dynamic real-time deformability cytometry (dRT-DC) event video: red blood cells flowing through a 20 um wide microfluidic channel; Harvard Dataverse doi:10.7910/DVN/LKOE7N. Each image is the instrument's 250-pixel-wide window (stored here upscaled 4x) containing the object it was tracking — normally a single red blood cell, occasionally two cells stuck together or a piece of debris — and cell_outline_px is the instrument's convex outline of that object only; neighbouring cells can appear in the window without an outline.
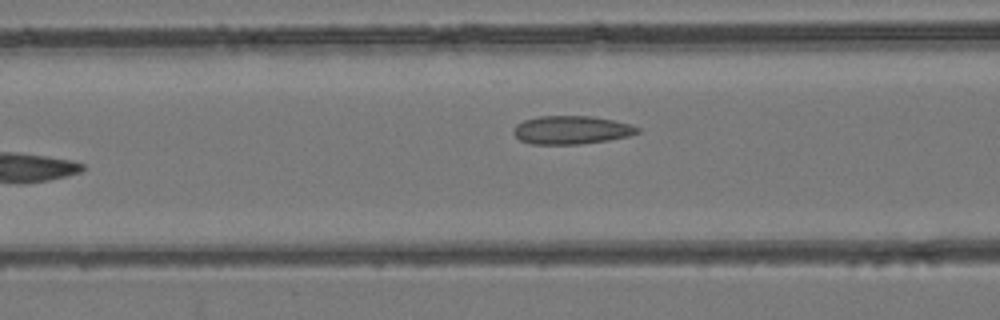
{"species": "common noctule bat (a hibernating species)", "species_latin": "Nyctalus noctula", "temperature_condition": "room temperature", "stored_images_in_passage": 25, "camera_frame_rate_fps": 3000, "um_per_image_px": 0.085, "animal": {"sex": "female", "body_mass_g": 24.6, "forearm_length_mm": 56.2}, "frame": {"image": 1, "passage_image": 5, "time_ms": 1.333, "image_size_px": [1000, 320], "cell_outline_px": [[640, 132], [628, 136], [608, 140], [580, 144], [532, 144], [520, 140], [512, 132], [512, 128], [516, 124], [524, 120], [540, 116], [592, 116], [612, 120], [628, 124], [640, 128]], "centroid_in_image_um": [48.53, 11.05], "position_along_channel_um": 118.1, "area_um2": 20.4}}
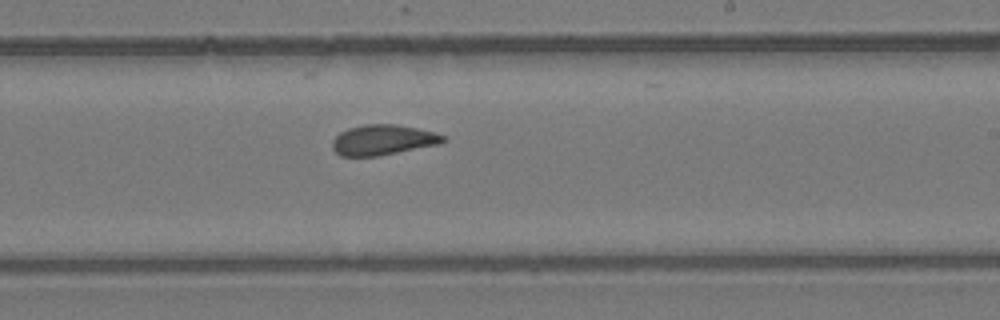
{"frame": {"image": 2, "passage_image": 15, "time_ms": 4.667, "image_size_px": [1000, 320], "cell_outline_px": [[448, 140], [440, 144], [376, 156], [340, 156], [332, 148], [332, 140], [340, 132], [348, 128], [364, 124], [396, 124], [436, 132], [444, 136]], "centroid_in_image_um": [32.55, 11.88], "position_along_channel_um": 256.4, "area_um2": 19.59}}
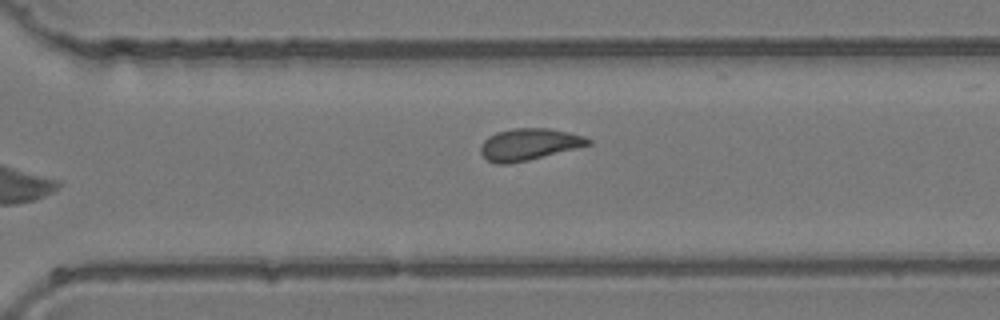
{"frame": {"image": 3, "passage_image": 20, "time_ms": 6.333, "image_size_px": [1000, 320], "cell_outline_px": [[592, 144], [528, 160], [508, 164], [496, 164], [488, 160], [480, 152], [480, 144], [488, 136], [496, 132], [512, 128], [548, 128], [568, 132], [584, 136], [592, 140]], "centroid_in_image_um": [44.94, 12.26], "position_along_channel_um": 325.7, "area_um2": 19.88}}